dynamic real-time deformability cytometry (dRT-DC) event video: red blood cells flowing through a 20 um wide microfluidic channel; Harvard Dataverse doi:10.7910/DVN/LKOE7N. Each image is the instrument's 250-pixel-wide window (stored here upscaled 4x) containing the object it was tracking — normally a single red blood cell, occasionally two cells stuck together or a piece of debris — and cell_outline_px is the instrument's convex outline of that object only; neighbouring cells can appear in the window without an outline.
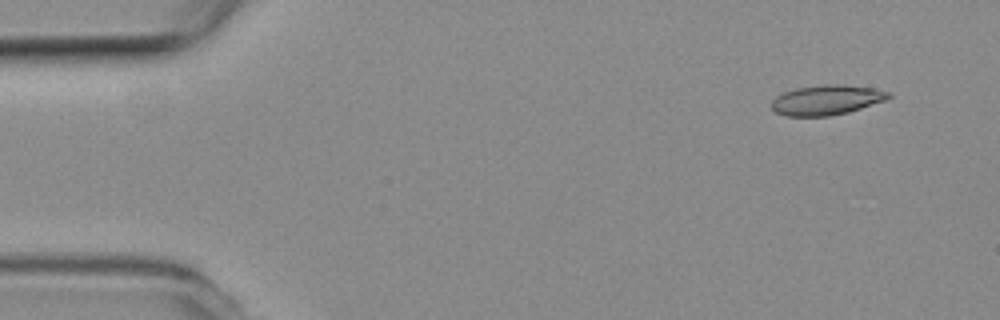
{"species": "common noctule bat (a hibernating species)", "species_latin": "Nyctalus noctula", "temperature_condition": "room temperature", "stored_images_in_passage": 24, "camera_frame_rate_fps": 3000, "um_per_image_px": 0.085, "animal": {"sex": "female", "body_mass_g": 19.3, "forearm_length_mm": 54.1}, "frame": {"image": 1, "passage_image": 4, "time_ms": 1.0, "image_size_px": [1000, 320], "cell_outline_px": [[892, 96], [884, 100], [848, 112], [828, 116], [784, 116], [776, 112], [772, 108], [772, 100], [776, 96], [784, 92], [796, 88], [824, 84], [844, 84], [872, 88], [892, 92]], "centroid_in_image_um": [70.25, 8.49], "position_along_channel_um": 14.8, "area_um2": 20.35}}
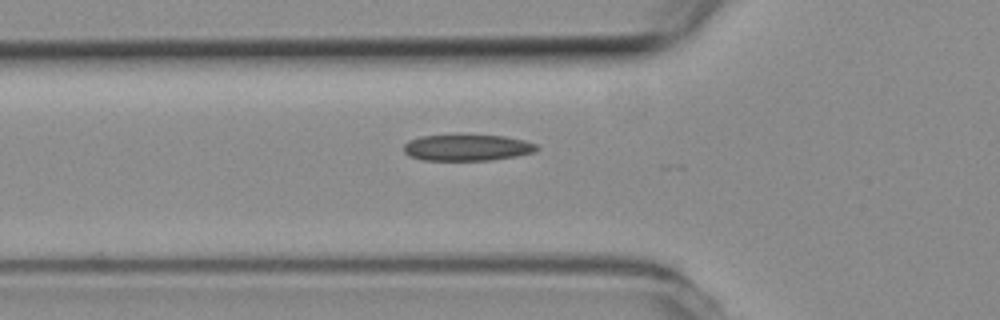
{"frame": {"image": 2, "passage_image": 18, "time_ms": 5.667, "image_size_px": [1000, 320], "cell_outline_px": [[540, 148], [536, 152], [516, 156], [492, 160], [424, 160], [408, 156], [404, 152], [404, 144], [408, 140], [420, 136], [456, 132], [460, 132], [504, 136], [524, 140], [536, 144]], "centroid_in_image_um": [39.69, 12.5], "position_along_channel_um": 86.1, "area_um2": 21.5}}
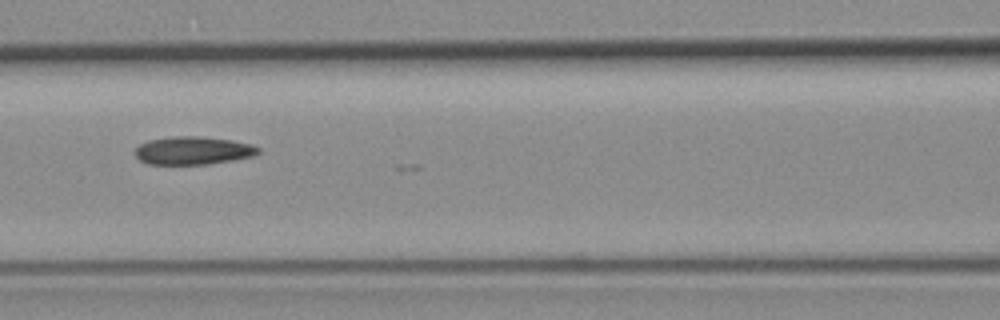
{"frame": {"image": 3, "passage_image": 23, "time_ms": 7.333, "image_size_px": [1000, 320], "cell_outline_px": [[260, 152], [256, 156], [208, 164], [148, 164], [140, 160], [136, 156], [136, 148], [140, 144], [148, 140], [172, 136], [200, 136], [232, 140], [252, 144], [260, 148]], "centroid_in_image_um": [16.45, 12.79], "position_along_channel_um": 150.2, "area_um2": 20.23}}